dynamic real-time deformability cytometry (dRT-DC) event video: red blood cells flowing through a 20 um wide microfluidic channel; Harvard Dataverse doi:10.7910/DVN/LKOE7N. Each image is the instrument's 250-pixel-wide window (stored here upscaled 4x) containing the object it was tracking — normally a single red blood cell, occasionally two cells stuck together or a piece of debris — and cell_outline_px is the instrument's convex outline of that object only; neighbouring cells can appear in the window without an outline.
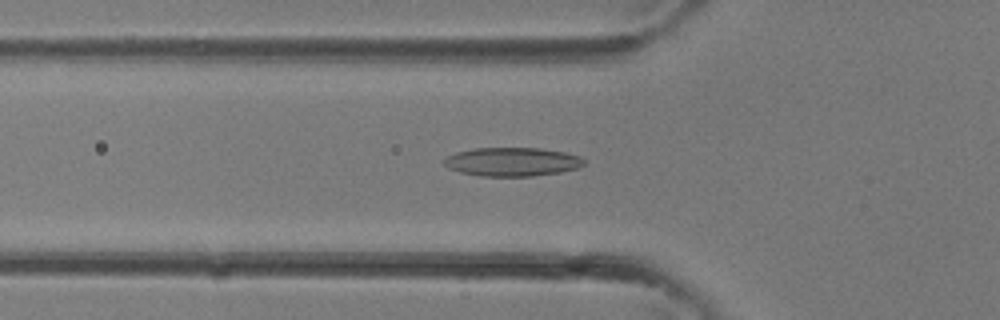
{"species": "common noctule bat (a hibernating species)", "species_latin": "Nyctalus noctula", "temperature_condition": "room temperature", "stored_images_in_passage": 28, "camera_frame_rate_fps": 3000, "um_per_image_px": 0.085, "animal": {"sex": "female"}, "frame": {"image": 1, "passage_image": 5, "time_ms": 1.333, "image_size_px": [1000, 320], "cell_outline_px": [[580, 164], [572, 168], [556, 172], [524, 176], [492, 176], [464, 172], [452, 168], [452, 156], [460, 152], [480, 148], [532, 148], [560, 152], [576, 156], [580, 160]], "centroid_in_image_um": [43.59, 13.74], "position_along_channel_um": 82.2, "area_um2": 21.21}}
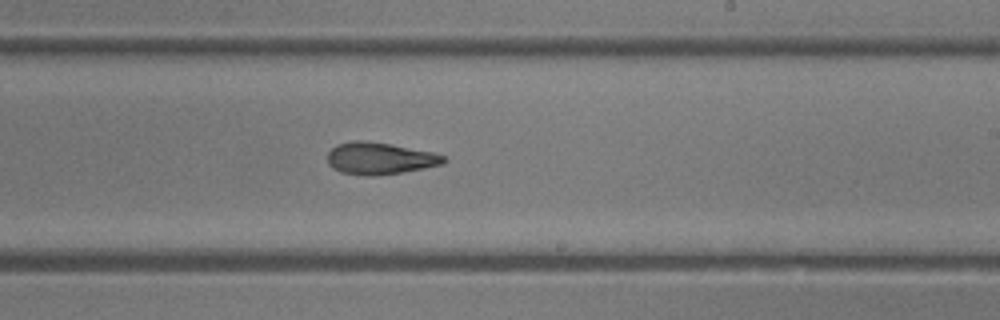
{"frame": {"image": 2, "passage_image": 14, "time_ms": 4.333, "image_size_px": [1000, 320], "cell_outline_px": [[444, 160], [440, 164], [400, 172], [344, 172], [336, 168], [328, 160], [328, 152], [332, 148], [340, 144], [388, 144], [428, 152], [444, 156]], "centroid_in_image_um": [32.32, 13.45], "position_along_channel_um": 256.7, "area_um2": 18.84}}
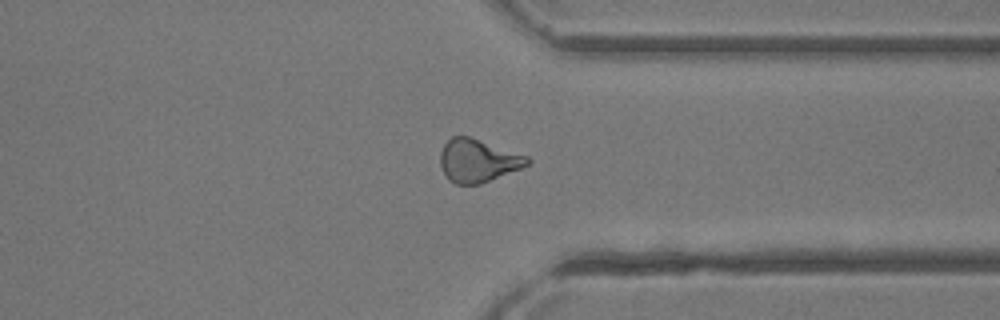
{"frame": {"image": 3, "passage_image": 20, "time_ms": 6.333, "image_size_px": [1000, 320], "cell_outline_px": [[528, 164], [520, 168], [488, 180], [476, 184], [456, 184], [444, 172], [440, 160], [440, 156], [444, 144], [452, 136], [468, 136], [524, 156], [528, 160]], "centroid_in_image_um": [40.55, 13.64], "position_along_channel_um": 370.8, "area_um2": 20.63}}